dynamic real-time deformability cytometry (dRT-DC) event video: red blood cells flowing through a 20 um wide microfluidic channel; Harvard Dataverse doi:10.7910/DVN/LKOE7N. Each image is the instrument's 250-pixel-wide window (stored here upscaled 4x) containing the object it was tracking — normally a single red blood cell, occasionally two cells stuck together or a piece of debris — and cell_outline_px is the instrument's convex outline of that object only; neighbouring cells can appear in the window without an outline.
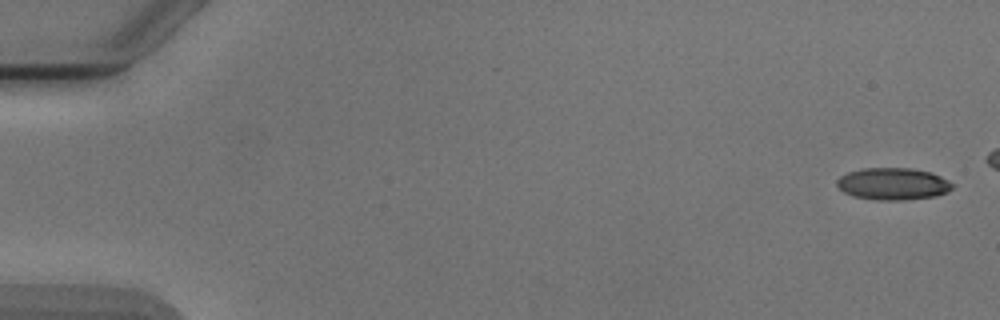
{"species": "Egyptian fruit bat (a non-hibernating species)", "species_latin": "Rousettus aegyptiacus", "temperature_condition": "cold", "stored_images_in_passage": 6, "camera_frame_rate_fps": 3000, "um_per_image_px": 0.085, "animal": {"sex": "male"}, "frame": {"image": 1, "passage_image": 1, "time_ms": 0.0, "image_size_px": [1000, 320], "cell_outline_px": [[956, 184], [948, 192], [936, 196], [904, 200], [876, 200], [852, 196], [844, 192], [836, 184], [836, 180], [840, 176], [848, 172], [860, 168], [912, 168], [932, 172]], "centroid_in_image_um": [75.92, 15.62], "position_along_channel_um": 9.1, "area_um2": 21.85}}